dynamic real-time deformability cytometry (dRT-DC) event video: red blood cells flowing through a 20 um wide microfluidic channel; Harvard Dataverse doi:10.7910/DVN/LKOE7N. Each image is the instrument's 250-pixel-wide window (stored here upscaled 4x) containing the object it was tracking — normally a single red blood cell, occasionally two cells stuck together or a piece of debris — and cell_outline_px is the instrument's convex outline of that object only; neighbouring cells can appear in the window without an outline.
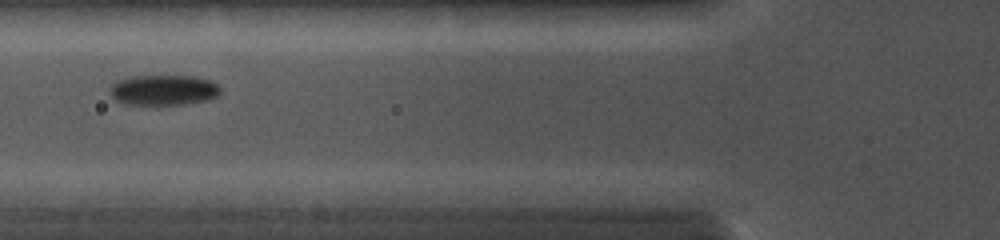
{"species": "common noctule bat (a hibernating species)", "species_latin": "Nyctalus noctula", "temperature_condition": "cold", "stored_images_in_passage": 17, "camera_frame_rate_fps": 5000, "um_per_image_px": 0.085, "animal": {"sex": "female", "body_mass_g": 19.0, "forearm_length_mm": 56.7}, "frame": {"image": 1, "passage_image": 5, "time_ms": 2.8, "image_size_px": [1000, 240], "cell_outline_px": [[220, 92], [216, 96], [208, 100], [184, 104], [156, 108], [124, 104], [116, 100], [112, 96], [112, 84], [116, 80], [132, 76], [192, 76], [212, 80], [220, 88]], "centroid_in_image_um": [13.89, 7.7], "position_along_channel_um": 111.9, "area_um2": 20.29}}
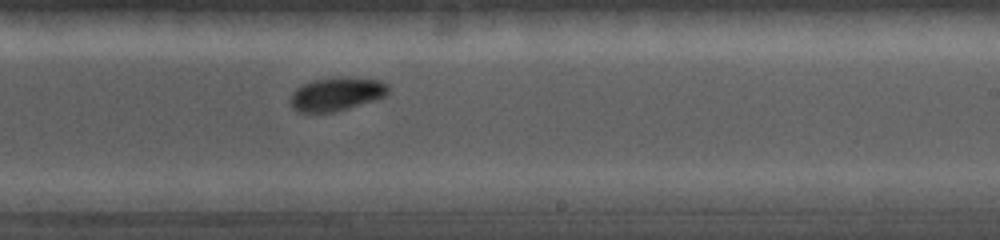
{"frame": {"image": 2, "passage_image": 10, "time_ms": 6.2, "image_size_px": [1000, 240], "cell_outline_px": [[388, 92], [384, 96], [376, 100], [348, 108], [332, 112], [296, 112], [292, 108], [292, 92], [296, 88], [312, 80], [340, 76], [384, 80], [388, 84]], "centroid_in_image_um": [28.64, 7.97], "position_along_channel_um": 260.4, "area_um2": 19.19}}
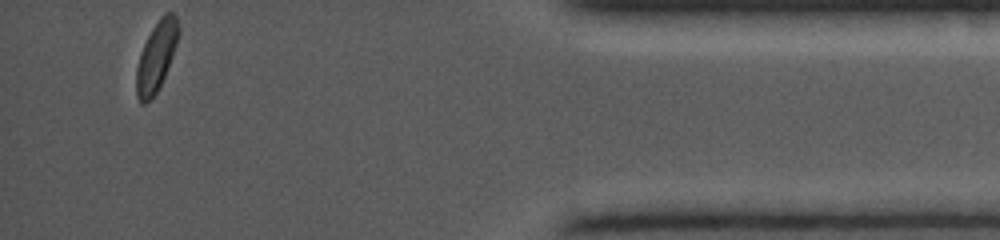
{"frame": {"image": 3, "passage_image": 17, "time_ms": 10.8, "image_size_px": [1000, 240], "cell_outline_px": [[180, 32], [172, 56], [164, 76], [156, 92], [144, 104], [140, 104], [136, 96], [136, 68], [140, 52], [152, 28], [160, 16], [164, 12], [172, 12], [176, 16], [180, 28]], "centroid_in_image_um": [13.28, 4.76], "position_along_channel_um": 421.9, "area_um2": 16.99}}